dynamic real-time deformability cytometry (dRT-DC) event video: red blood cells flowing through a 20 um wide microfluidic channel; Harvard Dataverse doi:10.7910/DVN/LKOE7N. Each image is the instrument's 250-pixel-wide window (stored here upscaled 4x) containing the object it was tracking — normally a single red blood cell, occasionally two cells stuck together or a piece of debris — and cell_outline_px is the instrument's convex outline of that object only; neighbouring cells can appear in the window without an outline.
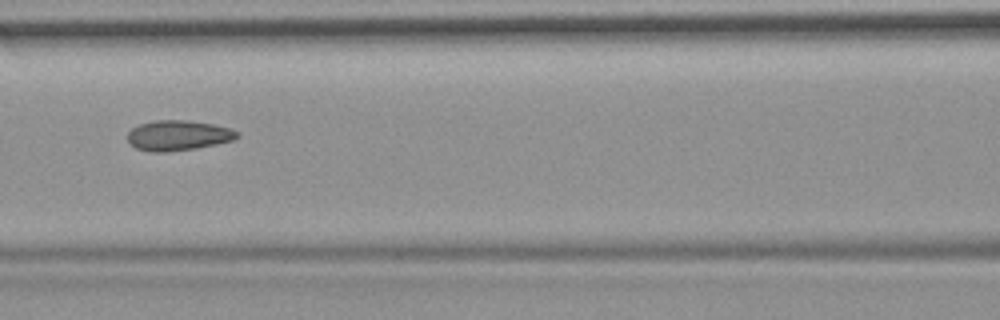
{"species": "common noctule bat (a hibernating species)", "species_latin": "Nyctalus noctula", "temperature_condition": "room temperature", "stored_images_in_passage": 11, "camera_frame_rate_fps": 3000, "um_per_image_px": 0.085, "animal": {"sex": "female", "body_mass_g": 19.9}, "frame": {"image": 1, "passage_image": 7, "time_ms": 7.667, "image_size_px": [1000, 320], "cell_outline_px": [[240, 136], [232, 140], [216, 144], [196, 148], [168, 152], [148, 152], [136, 148], [128, 140], [128, 132], [132, 128], [140, 124], [156, 120], [188, 120], [212, 124], [232, 128], [240, 132]], "centroid_in_image_um": [15.17, 11.51], "position_along_channel_um": 151.4, "area_um2": 19.36}}